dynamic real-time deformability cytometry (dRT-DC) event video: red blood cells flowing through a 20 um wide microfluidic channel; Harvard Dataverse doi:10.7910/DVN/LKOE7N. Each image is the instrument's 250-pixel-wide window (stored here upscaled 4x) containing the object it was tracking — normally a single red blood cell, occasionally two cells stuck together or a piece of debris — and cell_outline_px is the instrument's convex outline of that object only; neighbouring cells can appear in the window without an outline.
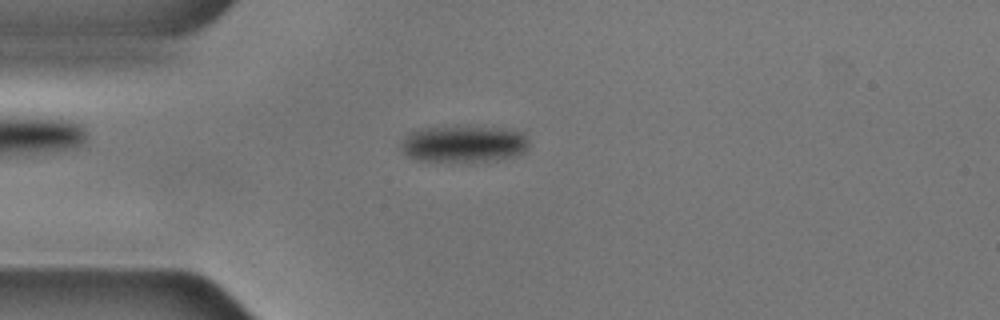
{"species": "common noctule bat (a hibernating species)", "species_latin": "Nyctalus noctula", "temperature_condition": "cold", "stored_images_in_passage": 51, "camera_frame_rate_fps": 3000, "um_per_image_px": 0.085, "animal": {"sex": "male", "body_mass_g": 17.9, "forearm_length_mm": 54.2}, "frame": {"image": 1, "passage_image": 9, "time_ms": 2.667, "image_size_px": [1000, 320], "cell_outline_px": [[528, 148], [520, 156], [496, 160], [416, 160], [408, 156], [400, 148], [400, 144], [408, 132], [420, 128], [504, 128], [524, 132], [528, 140]], "centroid_in_image_um": [39.45, 12.23], "position_along_channel_um": 45.5, "area_um2": 26.93}}
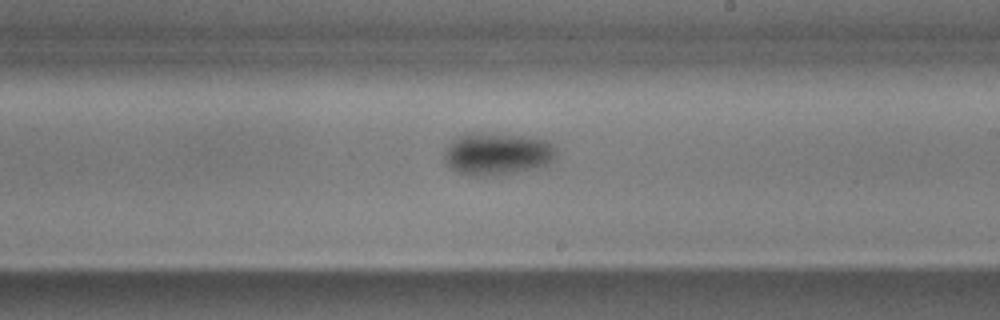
{"frame": {"image": 2, "passage_image": 27, "time_ms": 8.667, "image_size_px": [1000, 320], "cell_outline_px": [[556, 160], [548, 168], [508, 176], [464, 176], [448, 168], [444, 164], [444, 152], [448, 144], [460, 132], [472, 128], [512, 132], [536, 136], [552, 140], [556, 148]], "centroid_in_image_um": [42.33, 13.03], "position_along_channel_um": 246.7, "area_um2": 31.39}}
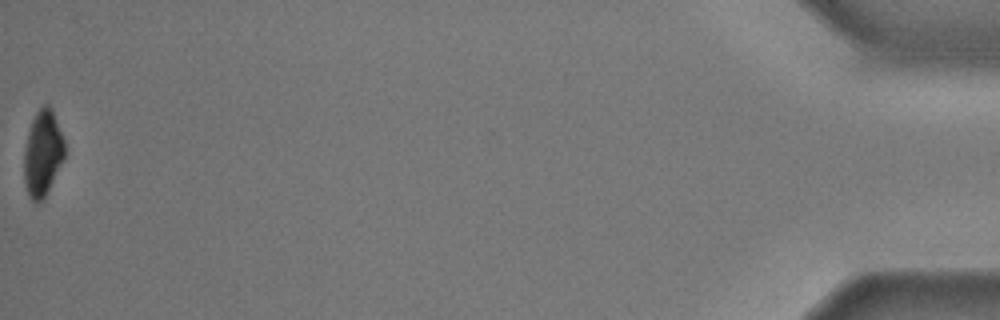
{"frame": {"image": 3, "passage_image": 51, "time_ms": 16.667, "image_size_px": [1000, 320], "cell_outline_px": [[64, 160], [44, 200], [36, 204], [28, 196], [24, 180], [24, 148], [28, 132], [32, 120], [36, 112], [44, 104], [48, 104], [52, 108], [64, 140]], "centroid_in_image_um": [3.63, 13.07], "position_along_channel_um": 431.6, "area_um2": 20.58}, "authors_computed_cell_mechanics": {"area_um2": 26.588, "velocity_mm_per_s": 3.5712, "shape_relaxation_time_tau1_ms": 2.7265, "shape_relaxation_time_tau2_ms": null, "deformation_change_tau1": 0.0628, "deformation_change_tau2": null}}